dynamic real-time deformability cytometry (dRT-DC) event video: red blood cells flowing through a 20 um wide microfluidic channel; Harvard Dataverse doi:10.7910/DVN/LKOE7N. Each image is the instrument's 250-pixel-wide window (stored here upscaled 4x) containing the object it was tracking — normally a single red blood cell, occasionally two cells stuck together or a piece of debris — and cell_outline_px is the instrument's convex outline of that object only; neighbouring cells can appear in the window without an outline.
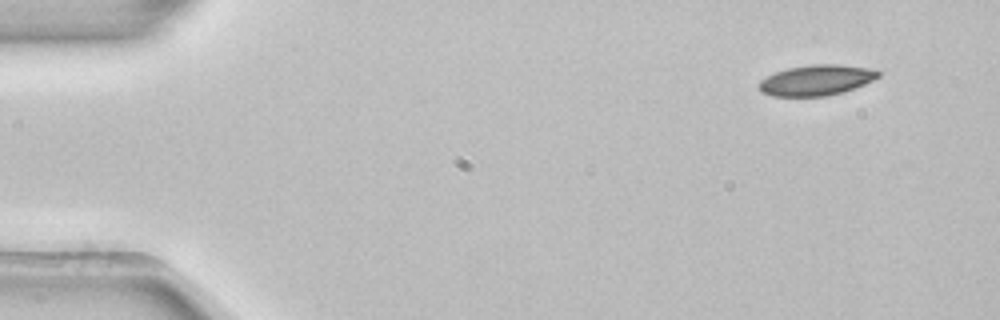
{"species": "common noctule bat (a hibernating species)", "species_latin": "Nyctalus noctula", "temperature_condition": "room temperature", "stored_images_in_passage": 4, "camera_frame_rate_fps": 3000, "um_per_image_px": 0.085, "animal": {"sex": "female", "body_mass_g": 22.7, "forearm_length_mm": 54.2}, "frame": {"image": 1, "passage_image": 1, "time_ms": 0.0, "image_size_px": [1000, 320], "cell_outline_px": [[880, 76], [856, 88], [824, 96], [772, 96], [760, 92], [756, 84], [760, 80], [776, 72], [788, 68], [812, 64], [836, 64], [868, 68], [880, 72]], "centroid_in_image_um": [69.34, 6.82], "position_along_channel_um": 15.7, "area_um2": 21.15}}
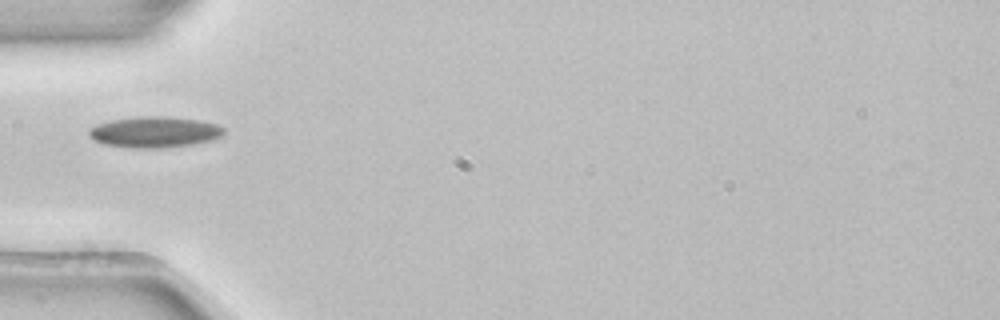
{"frame": {"image": 2, "passage_image": 4, "time_ms": 1.0, "image_size_px": [1000, 320], "cell_outline_px": [[224, 132], [220, 136], [212, 140], [192, 144], [164, 148], [132, 148], [104, 144], [88, 136], [88, 128], [96, 124], [112, 120], [140, 116], [168, 116], [200, 120], [216, 124], [224, 128]], "centroid_in_image_um": [13.12, 11.22], "position_along_channel_um": 71.9, "area_um2": 24.45}}